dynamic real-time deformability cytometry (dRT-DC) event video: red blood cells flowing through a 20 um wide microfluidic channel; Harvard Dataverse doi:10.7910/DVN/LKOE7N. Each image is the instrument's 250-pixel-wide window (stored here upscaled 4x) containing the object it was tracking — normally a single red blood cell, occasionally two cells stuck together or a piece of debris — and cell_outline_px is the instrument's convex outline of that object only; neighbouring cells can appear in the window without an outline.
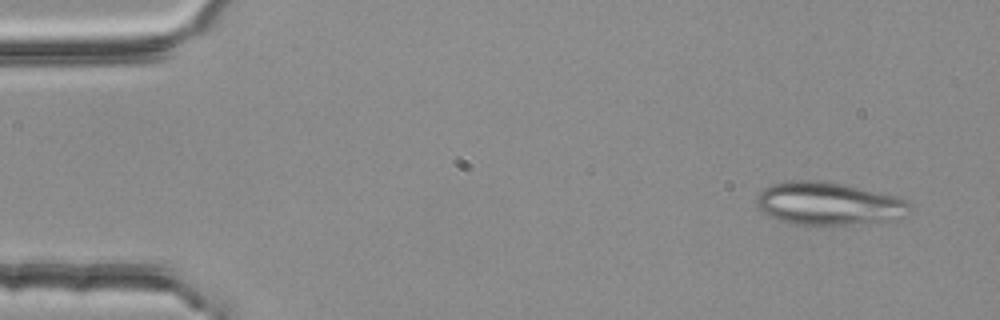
{"species": "common noctule bat (a hibernating species)", "species_latin": "Nyctalus noctula", "temperature_condition": "room temperature", "stored_images_in_passage": 4, "camera_frame_rate_fps": 3000, "um_per_image_px": 0.085, "animal": {"sex": "female", "body_mass_g": 25.1}, "frame": {"image": 1, "passage_image": 1, "time_ms": 0.0, "image_size_px": [1000, 320], "cell_outline_px": [[908, 216], [896, 220], [852, 224], [788, 224], [768, 216], [760, 212], [756, 208], [756, 196], [768, 184], [792, 180], [824, 180], [844, 184], [900, 196], [908, 200]], "centroid_in_image_um": [70.4, 17.29], "position_along_channel_um": 14.6, "area_um2": 39.02}}